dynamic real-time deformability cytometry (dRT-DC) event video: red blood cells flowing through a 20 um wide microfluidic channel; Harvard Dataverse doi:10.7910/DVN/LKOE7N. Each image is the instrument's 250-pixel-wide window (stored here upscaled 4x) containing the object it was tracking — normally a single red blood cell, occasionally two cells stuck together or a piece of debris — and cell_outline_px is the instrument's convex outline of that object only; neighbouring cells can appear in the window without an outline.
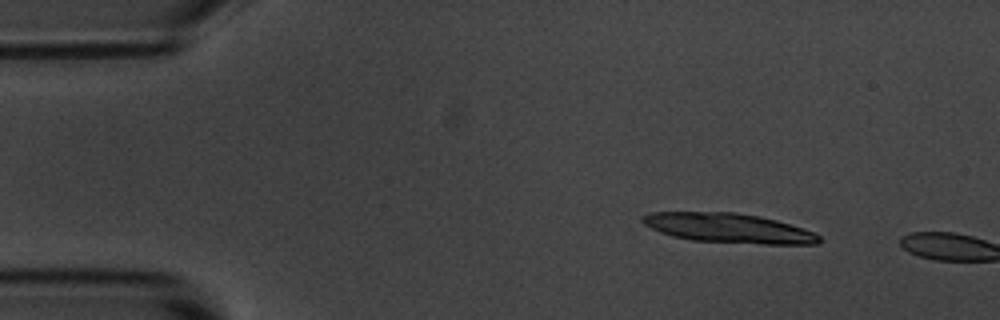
{"species": "common noctule bat (a hibernating species)", "species_latin": "Nyctalus noctula", "temperature_condition": "room temperature", "stored_images_in_passage": 2, "camera_frame_rate_fps": 3000, "um_per_image_px": 0.085, "animal": {"sex": "male", "body_mass_g": 20.1, "forearm_length_mm": 53.5}, "frame": {"image": 1, "passage_image": 1, "time_ms": 0.0, "image_size_px": [1000, 320], "cell_outline_px": [[820, 240], [816, 244], [764, 244], [692, 240], [672, 236], [660, 232], [644, 224], [640, 220], [640, 216], [652, 212], [736, 212], [760, 216], [776, 220], [812, 232], [820, 236]], "centroid_in_image_um": [61.87, 19.38], "position_along_channel_um": 23.1, "area_um2": 30.17}}